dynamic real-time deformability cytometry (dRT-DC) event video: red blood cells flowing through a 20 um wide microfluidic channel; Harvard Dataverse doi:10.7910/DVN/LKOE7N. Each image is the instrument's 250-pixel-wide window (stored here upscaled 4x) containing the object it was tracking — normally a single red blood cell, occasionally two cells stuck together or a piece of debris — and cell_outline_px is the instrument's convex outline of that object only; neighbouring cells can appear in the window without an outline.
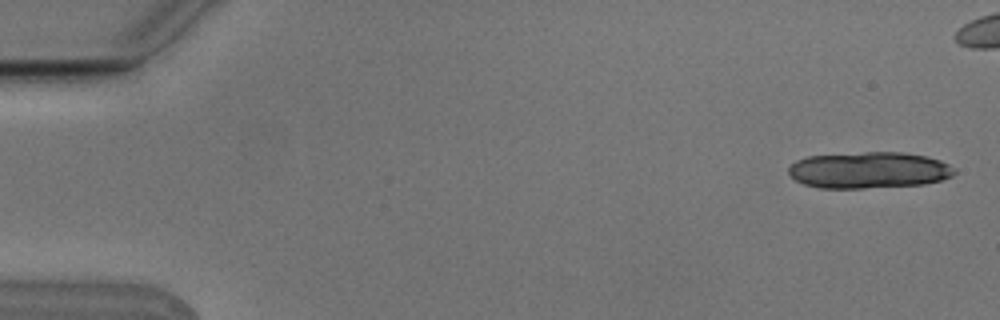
{"species": "Egyptian fruit bat (a non-hibernating species)", "species_latin": "Rousettus aegyptiacus", "temperature_condition": "cold", "stored_images_in_passage": 7, "camera_frame_rate_fps": 3000, "um_per_image_px": 0.085, "animal": {"sex": "male"}, "frame": {"image": 1, "passage_image": 1, "time_ms": 0.0, "image_size_px": [1000, 320], "cell_outline_px": [[956, 172], [952, 176], [940, 180], [924, 184], [864, 188], [820, 188], [804, 184], [796, 180], [788, 172], [788, 168], [796, 160], [808, 156], [864, 152], [900, 152], [928, 156], [940, 160], [956, 168]], "centroid_in_image_um": [73.88, 14.46], "position_along_channel_um": 11.1, "area_um2": 35.26}}
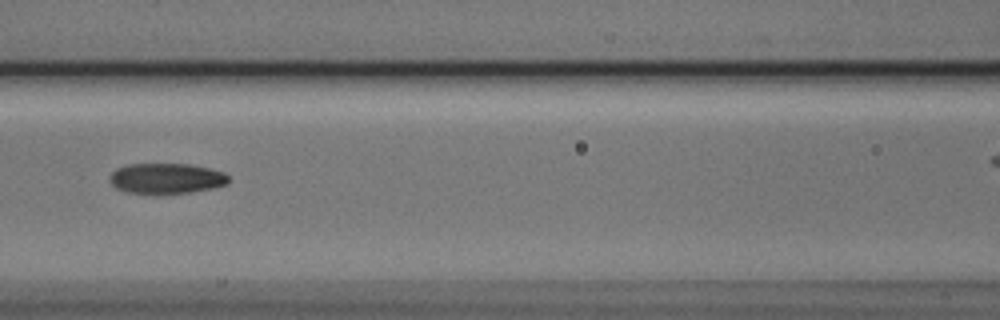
{"frame": {"image": 2, "passage_image": 7, "time_ms": 2.0, "image_size_px": [1000, 320], "cell_outline_px": [[228, 184], [212, 188], [188, 192], [156, 196], [128, 192], [116, 188], [108, 180], [112, 172], [116, 168], [128, 164], [188, 164], [208, 168], [224, 172], [228, 176]], "centroid_in_image_um": [14.1, 15.19], "position_along_channel_um": 152.5, "area_um2": 21.5}}